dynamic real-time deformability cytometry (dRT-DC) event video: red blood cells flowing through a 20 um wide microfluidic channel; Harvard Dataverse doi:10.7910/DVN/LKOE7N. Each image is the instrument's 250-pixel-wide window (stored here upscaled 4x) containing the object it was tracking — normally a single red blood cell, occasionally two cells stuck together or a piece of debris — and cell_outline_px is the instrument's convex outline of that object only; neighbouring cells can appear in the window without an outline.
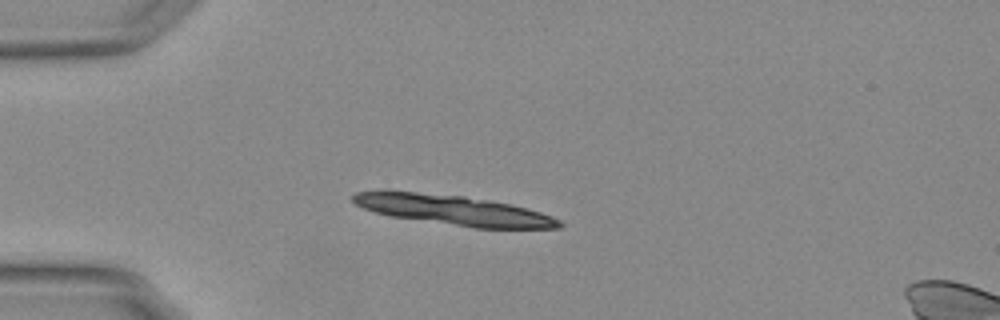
{"species": "Egyptian fruit bat (a non-hibernating species)", "species_latin": "Rousettus aegyptiacus", "temperature_condition": "warm", "stored_images_in_passage": 13, "camera_frame_rate_fps": 3000, "um_per_image_px": 0.085, "animal": {"sex": "female"}, "frame": {"image": 1, "passage_image": 1, "time_ms": 0.0, "image_size_px": [1000, 320], "cell_outline_px": [[564, 224], [560, 228], [476, 228], [392, 216], [376, 212], [364, 208], [356, 204], [352, 200], [352, 196], [356, 192], [388, 188], [464, 196], [512, 204], [540, 212], [552, 216], [560, 220]], "centroid_in_image_um": [38.49, 17.82], "position_along_channel_um": 46.5, "area_um2": 36.36}}